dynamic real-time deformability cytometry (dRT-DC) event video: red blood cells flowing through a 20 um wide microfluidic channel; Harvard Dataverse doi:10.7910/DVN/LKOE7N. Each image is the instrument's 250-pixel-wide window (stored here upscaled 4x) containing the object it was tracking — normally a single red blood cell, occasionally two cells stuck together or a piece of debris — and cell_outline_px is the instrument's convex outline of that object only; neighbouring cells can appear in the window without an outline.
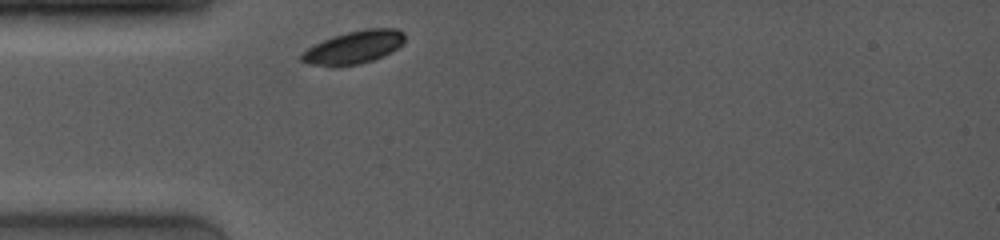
{"species": "common noctule bat (a hibernating species)", "species_latin": "Nyctalus noctula", "temperature_condition": "room temperature", "stored_images_in_passage": 24, "camera_frame_rate_fps": 4000, "um_per_image_px": 0.085, "animal": {"sex": "female", "body_mass_g": 19.0, "forearm_length_mm": 53.3}, "frame": {"image": 1, "passage_image": 1, "time_ms": 0.0, "image_size_px": [1000, 240], "cell_outline_px": [[404, 40], [396, 48], [372, 60], [360, 64], [332, 68], [308, 64], [300, 60], [300, 56], [308, 48], [332, 36], [364, 28], [396, 28], [404, 32]], "centroid_in_image_um": [30.03, 4.03], "position_along_channel_um": 55.0, "area_um2": 19.77}}
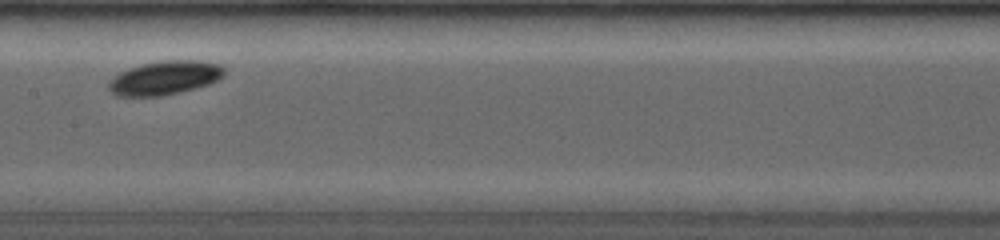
{"frame": {"image": 2, "passage_image": 10, "time_ms": 3.75, "image_size_px": [1000, 240], "cell_outline_px": [[224, 72], [216, 80], [208, 84], [180, 92], [160, 96], [116, 96], [108, 88], [108, 80], [112, 76], [128, 68], [140, 64], [164, 60], [200, 60], [220, 64], [224, 68]], "centroid_in_image_um": [13.94, 6.61], "position_along_channel_um": 193.5, "area_um2": 22.83}}
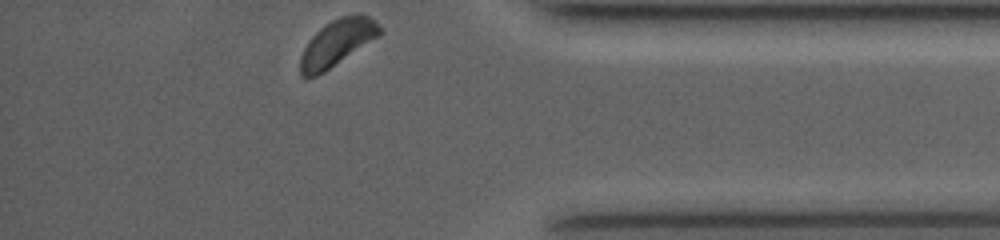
{"frame": {"image": 3, "passage_image": 24, "time_ms": 9.5, "image_size_px": [1000, 240], "cell_outline_px": [[380, 36], [324, 72], [316, 76], [300, 76], [300, 56], [308, 40], [324, 24], [340, 16], [356, 12], [360, 12], [376, 20], [380, 28]], "centroid_in_image_um": [28.67, 3.6], "position_along_channel_um": 406.5, "area_um2": 21.62}, "authors_computed_cell_mechanics": {"area_um2": 21.9351, "velocity_mm_per_s": 3.8512, "shape_relaxation_time_tau1_ms": 1.6139, "shape_relaxation_time_tau2_ms": null, "deformation_change_tau1": 0.0836, "deformation_change_tau2": null}}